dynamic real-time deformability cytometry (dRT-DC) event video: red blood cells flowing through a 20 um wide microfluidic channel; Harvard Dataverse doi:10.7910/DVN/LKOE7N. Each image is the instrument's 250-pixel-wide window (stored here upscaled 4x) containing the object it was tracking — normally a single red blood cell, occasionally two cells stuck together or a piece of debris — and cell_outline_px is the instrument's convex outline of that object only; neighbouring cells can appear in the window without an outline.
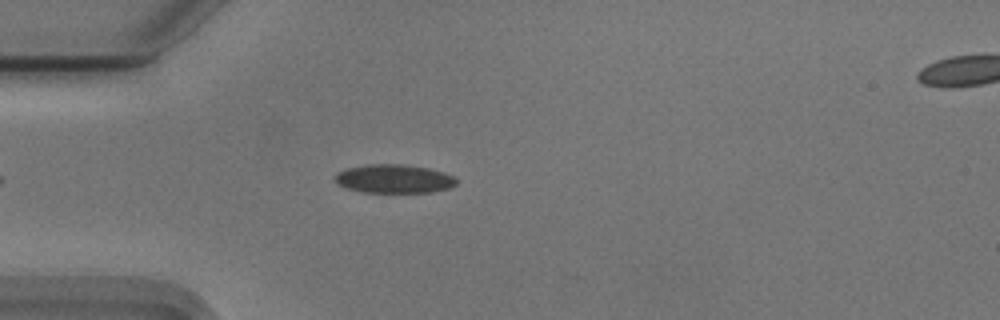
{"species": "Egyptian fruit bat (a non-hibernating species)", "species_latin": "Rousettus aegyptiacus", "temperature_condition": "cold", "stored_images_in_passage": 47, "camera_frame_rate_fps": 3000, "um_per_image_px": 0.085, "animal": {"sex": "male"}, "frame": {"image": 1, "passage_image": 8, "time_ms": 2.333, "image_size_px": [1000, 320], "cell_outline_px": [[456, 184], [448, 188], [432, 192], [364, 192], [348, 188], [336, 184], [336, 172], [348, 168], [364, 164], [400, 164], [428, 168], [444, 172], [452, 176], [456, 180]], "centroid_in_image_um": [33.47, 15.19], "position_along_channel_um": 51.5, "area_um2": 20.11}}
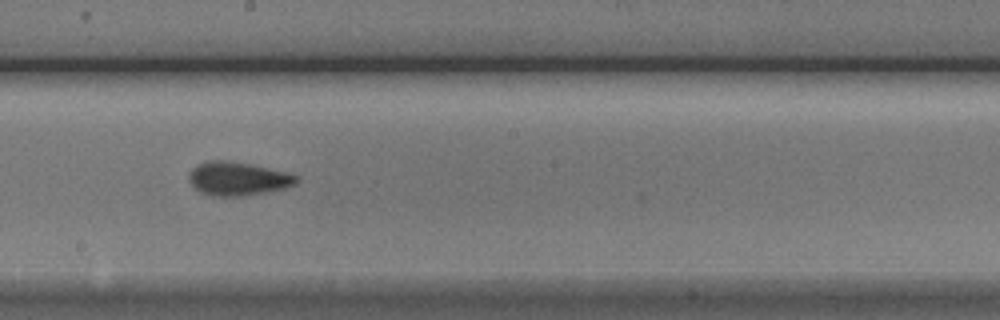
{"frame": {"image": 2, "passage_image": 23, "time_ms": 7.333, "image_size_px": [1000, 320], "cell_outline_px": [[300, 180], [296, 184], [284, 188], [244, 196], [212, 196], [200, 192], [188, 180], [188, 172], [196, 164], [208, 160], [228, 160], [248, 164], [284, 172], [300, 176]], "centroid_in_image_um": [20.18, 15.18], "position_along_channel_um": 228.0, "area_um2": 21.04}}
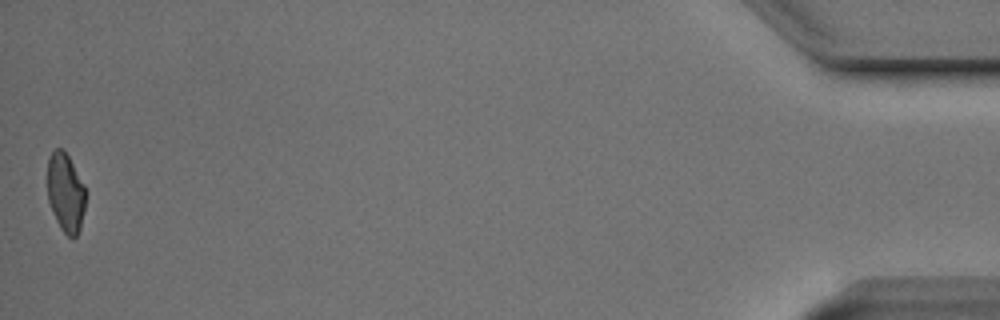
{"frame": {"image": 3, "passage_image": 47, "time_ms": 15.333, "image_size_px": [1000, 320], "cell_outline_px": [[84, 208], [80, 228], [76, 236], [72, 240], [60, 228], [52, 212], [48, 200], [48, 156], [56, 148], [64, 148], [84, 184]], "centroid_in_image_um": [5.56, 16.36], "position_along_channel_um": 429.6, "area_um2": 17.51}, "authors_computed_cell_mechanics": {"area_um2": 19.8832, "velocity_mm_per_s": 3.737, "shape_relaxation_time_tau1_ms": 3.5764, "shape_relaxation_time_tau2_ms": 2.0245, "deformation_change_tau1": 0.1089, "deformation_change_tau2": 0.0789}}